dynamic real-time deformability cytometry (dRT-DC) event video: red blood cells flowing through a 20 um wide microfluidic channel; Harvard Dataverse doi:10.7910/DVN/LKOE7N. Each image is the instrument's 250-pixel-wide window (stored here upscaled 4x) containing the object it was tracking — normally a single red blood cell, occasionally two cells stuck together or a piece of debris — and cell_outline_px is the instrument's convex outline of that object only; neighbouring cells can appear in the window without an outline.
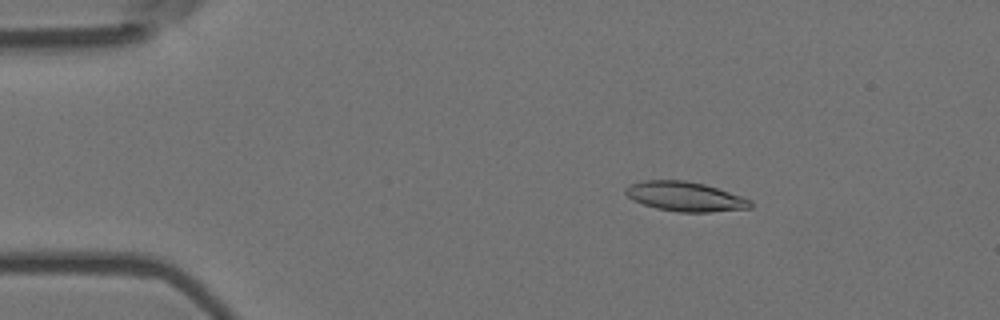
{"species": "Egyptian fruit bat (a non-hibernating species)", "species_latin": "Rousettus aegyptiacus", "temperature_condition": "room temperature", "stored_images_in_passage": 54, "camera_frame_rate_fps": 3000, "um_per_image_px": 0.085, "animal": {"sex": "female"}, "frame": {"image": 1, "passage_image": 8, "time_ms": 2.333, "image_size_px": [1000, 320], "cell_outline_px": [[752, 208], [712, 212], [680, 212], [656, 208], [632, 200], [624, 192], [624, 188], [632, 184], [644, 180], [684, 180], [704, 184], [752, 200]], "centroid_in_image_um": [58.23, 16.71], "position_along_channel_um": 26.8, "area_um2": 21.39}}
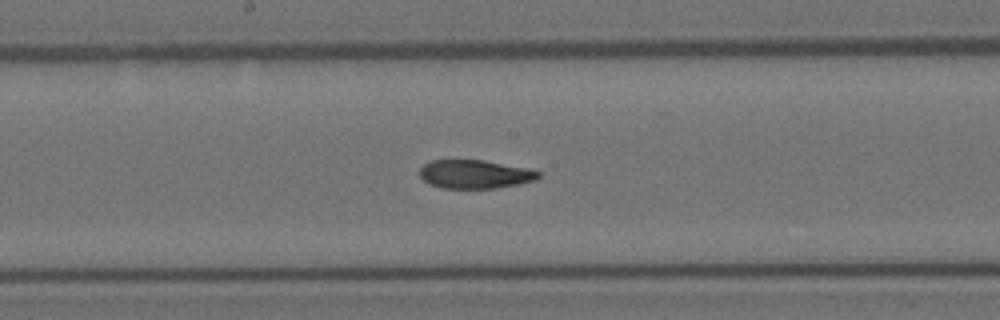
{"frame": {"image": 2, "passage_image": 28, "time_ms": 9.0, "image_size_px": [1000, 320], "cell_outline_px": [[540, 176], [536, 180], [496, 188], [440, 188], [428, 184], [420, 176], [420, 168], [424, 164], [432, 160], [484, 160], [528, 168], [540, 172]], "centroid_in_image_um": [40.35, 14.8], "position_along_channel_um": 207.9, "area_um2": 19.77}}
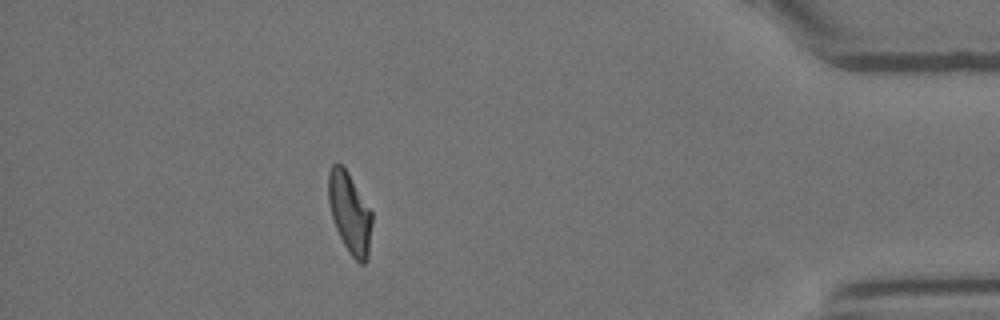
{"frame": {"image": 3, "passage_image": 48, "time_ms": 15.667, "image_size_px": [1000, 320], "cell_outline_px": [[372, 224], [368, 260], [364, 264], [360, 264], [348, 252], [336, 228], [328, 204], [328, 172], [332, 164], [340, 164], [348, 172], [372, 212]], "centroid_in_image_um": [29.73, 18.12], "position_along_channel_um": 405.5, "area_um2": 20.52}, "authors_computed_cell_mechanics": {"area_um2": 20.9814, "velocity_mm_per_s": 3.6868, "shape_relaxation_time_tau1_ms": 6.5896, "shape_relaxation_time_tau2_ms": 2.2686, "deformation_change_tau1": 0.2092, "deformation_change_tau2": 0.0952}}